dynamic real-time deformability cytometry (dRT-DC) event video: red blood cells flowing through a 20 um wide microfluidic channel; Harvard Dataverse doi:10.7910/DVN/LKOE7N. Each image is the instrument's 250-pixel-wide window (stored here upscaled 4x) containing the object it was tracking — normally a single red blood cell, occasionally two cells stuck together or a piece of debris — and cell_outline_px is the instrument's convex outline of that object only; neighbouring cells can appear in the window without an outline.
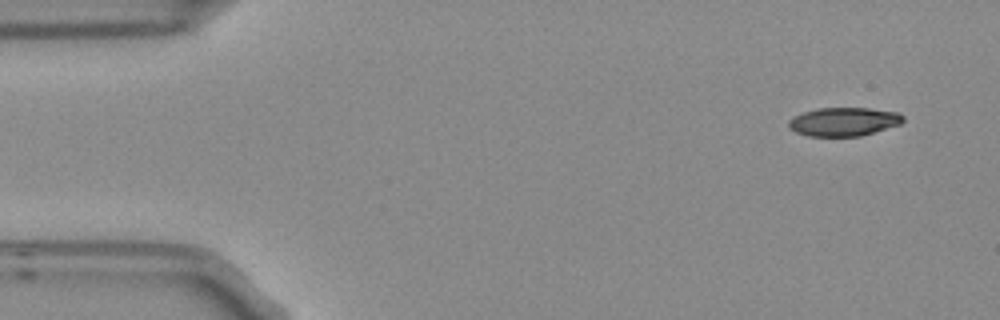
{"species": "Egyptian fruit bat (a non-hibernating species)", "species_latin": "Rousettus aegyptiacus", "temperature_condition": "room temperature", "stored_images_in_passage": 4, "camera_frame_rate_fps": 3000, "um_per_image_px": 0.085, "frame": {"image": 1, "passage_image": 1, "time_ms": 0.0, "image_size_px": [1000, 320], "cell_outline_px": [[904, 120], [900, 124], [860, 136], [808, 136], [796, 132], [788, 128], [788, 120], [804, 112], [816, 108], [868, 108], [900, 112], [904, 116]], "centroid_in_image_um": [71.72, 10.34], "position_along_channel_um": 13.3, "area_um2": 19.07}}